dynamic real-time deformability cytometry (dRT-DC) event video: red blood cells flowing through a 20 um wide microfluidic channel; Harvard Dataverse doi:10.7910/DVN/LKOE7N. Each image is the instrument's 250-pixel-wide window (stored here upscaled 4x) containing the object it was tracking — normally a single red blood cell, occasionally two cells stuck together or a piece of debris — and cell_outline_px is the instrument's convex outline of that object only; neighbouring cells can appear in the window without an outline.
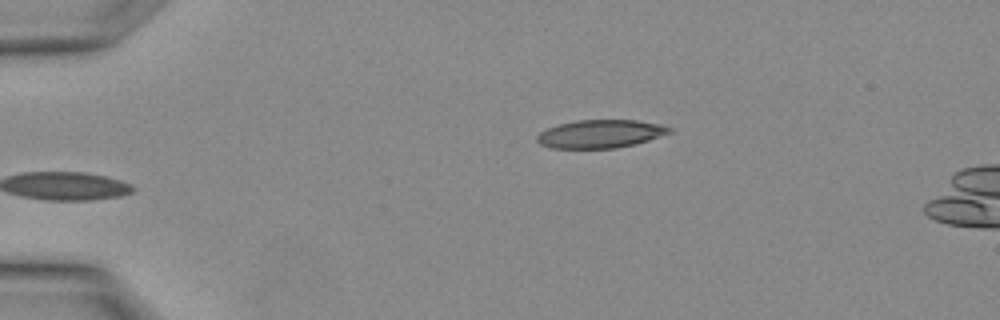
{"species": "Egyptian fruit bat (a non-hibernating species)", "species_latin": "Rousettus aegyptiacus", "temperature_condition": "warm", "stored_images_in_passage": 2, "camera_frame_rate_fps": 3000, "um_per_image_px": 0.085, "animal": {"sex": "female"}, "frame": {"image": 1, "passage_image": 1, "time_ms": 0.0, "image_size_px": [1000, 320], "cell_outline_px": [[672, 132], [636, 144], [616, 148], [552, 148], [540, 144], [536, 140], [536, 136], [540, 132], [548, 128], [560, 124], [576, 120], [636, 120], [660, 124], [672, 128]], "centroid_in_image_um": [51.04, 11.38], "position_along_channel_um": 34.0, "area_um2": 21.68}}